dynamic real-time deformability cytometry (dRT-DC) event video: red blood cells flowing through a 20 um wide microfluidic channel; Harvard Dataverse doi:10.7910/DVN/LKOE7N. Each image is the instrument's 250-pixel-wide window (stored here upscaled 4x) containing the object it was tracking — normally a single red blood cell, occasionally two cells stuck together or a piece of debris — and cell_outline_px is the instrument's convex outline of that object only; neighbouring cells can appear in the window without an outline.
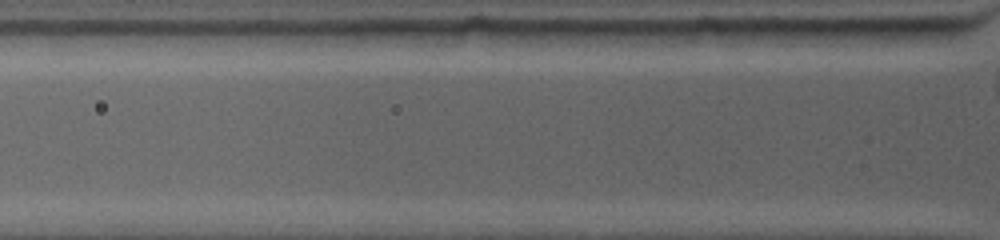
{"species": "common noctule bat (a hibernating species)", "species_latin": "Nyctalus noctula", "temperature_condition": "warm", "stored_images_in_passage": 3, "camera_frame_rate_fps": 4500, "um_per_image_px": 0.085, "animal": {"sex": "female", "body_mass_g": 19.0, "forearm_length_mm": 53.3}, "frame": {"image": 1, "passage_image": 3, "time_ms": 0.222, "image_size_px": [1000, 240], "cell_outline_px": [[568, 32], [540, 52], [532, 52], [424, 44], [396, 32], [396, 28], [564, 28]], "centroid_in_image_um": [41.43, 3.2], "position_along_channel_um": 84.4, "area_um2": 21.79}}